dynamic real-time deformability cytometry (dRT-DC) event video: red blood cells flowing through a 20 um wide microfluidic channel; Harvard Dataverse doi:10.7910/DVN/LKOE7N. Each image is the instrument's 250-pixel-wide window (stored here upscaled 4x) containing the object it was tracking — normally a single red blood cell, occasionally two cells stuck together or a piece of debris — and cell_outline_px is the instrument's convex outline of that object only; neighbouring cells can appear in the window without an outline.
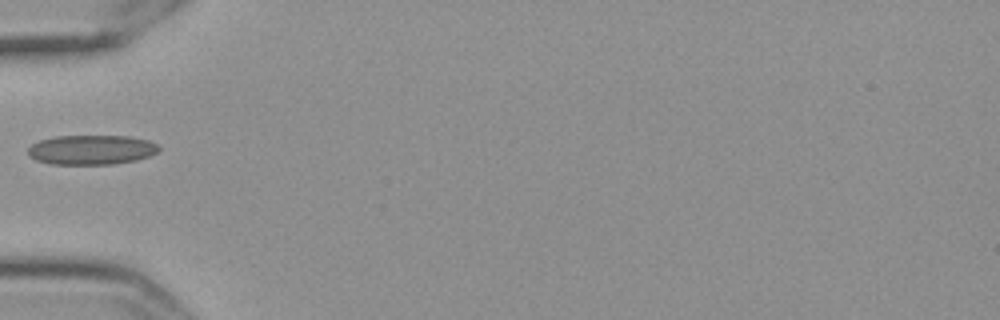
{"species": "Egyptian fruit bat (a non-hibernating species)", "species_latin": "Rousettus aegyptiacus", "temperature_condition": "cold", "stored_images_in_passage": 34, "camera_frame_rate_fps": 3000, "um_per_image_px": 0.085, "frame": {"image": 1, "passage_image": 1, "time_ms": 0.0, "image_size_px": [1000, 320], "cell_outline_px": [[160, 148], [156, 152], [148, 156], [136, 160], [112, 164], [52, 164], [36, 160], [28, 156], [28, 148], [32, 144], [40, 140], [56, 136], [128, 136], [148, 140], [156, 144]], "centroid_in_image_um": [7.74, 12.73], "position_along_channel_um": 77.3, "area_um2": 22.48}}
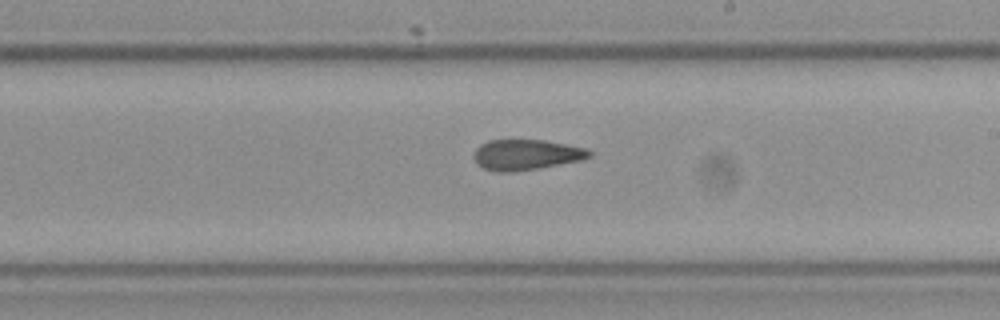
{"frame": {"image": 2, "passage_image": 15, "time_ms": 4.667, "image_size_px": [1000, 320], "cell_outline_px": [[592, 156], [584, 160], [512, 172], [496, 172], [484, 168], [476, 164], [472, 156], [476, 148], [480, 144], [488, 140], [544, 140], [588, 148], [592, 152]], "centroid_in_image_um": [44.72, 13.15], "position_along_channel_um": 244.3, "area_um2": 20.75}}
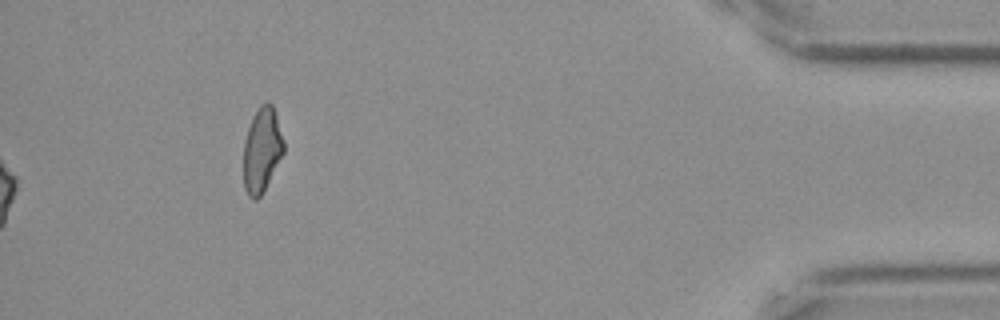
{"frame": {"image": 3, "passage_image": 34, "time_ms": 11.0, "image_size_px": [1000, 320], "cell_outline_px": [[284, 152], [260, 196], [256, 200], [252, 200], [248, 196], [244, 188], [244, 140], [252, 116], [260, 104], [268, 100], [272, 104], [284, 140]], "centroid_in_image_um": [22.25, 12.71], "position_along_channel_um": 412.9, "area_um2": 19.77}}